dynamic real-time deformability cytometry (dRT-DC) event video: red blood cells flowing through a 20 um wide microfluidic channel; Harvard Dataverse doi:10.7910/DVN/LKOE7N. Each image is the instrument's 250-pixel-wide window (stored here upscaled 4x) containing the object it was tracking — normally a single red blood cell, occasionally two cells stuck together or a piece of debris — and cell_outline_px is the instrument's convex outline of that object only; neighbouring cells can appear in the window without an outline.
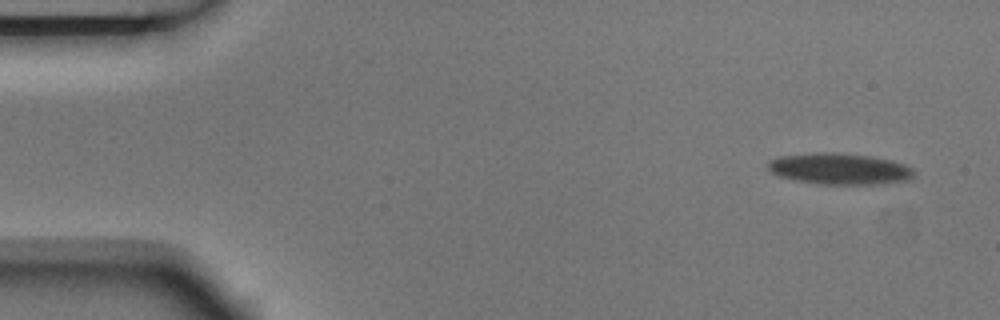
{"species": "Egyptian fruit bat (a non-hibernating species)", "species_latin": "Rousettus aegyptiacus", "temperature_condition": "room temperature", "stored_images_in_passage": 4, "camera_frame_rate_fps": 3000, "um_per_image_px": 0.085, "animal": {"sex": "male"}, "frame": {"image": 1, "passage_image": 1, "time_ms": 0.0, "image_size_px": [1000, 320], "cell_outline_px": [[912, 176], [908, 180], [872, 184], [820, 184], [796, 180], [780, 176], [772, 172], [768, 168], [768, 160], [780, 156], [824, 152], [832, 152], [872, 156], [892, 160], [904, 164], [912, 168]], "centroid_in_image_um": [71.34, 14.34], "position_along_channel_um": 13.7, "area_um2": 26.3}}
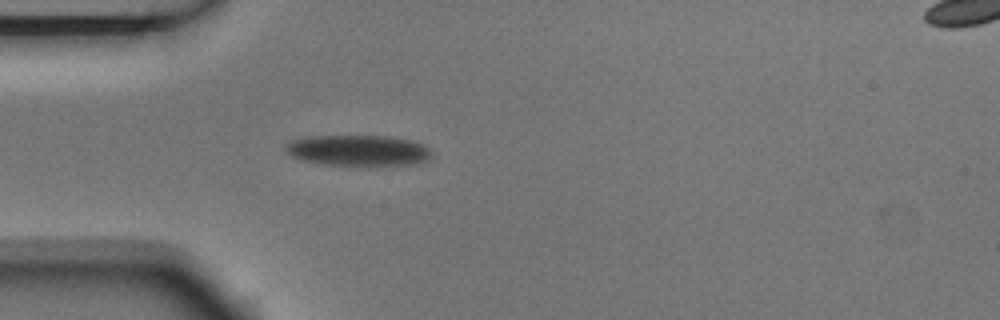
{"frame": {"image": 2, "passage_image": 4, "time_ms": 1.0, "image_size_px": [1000, 320], "cell_outline_px": [[432, 160], [424, 164], [380, 168], [348, 168], [320, 164], [300, 160], [288, 156], [284, 152], [284, 148], [288, 140], [304, 136], [388, 136], [412, 140], [424, 144], [432, 152]], "centroid_in_image_um": [30.48, 12.86], "position_along_channel_um": 54.5, "area_um2": 28.67}}